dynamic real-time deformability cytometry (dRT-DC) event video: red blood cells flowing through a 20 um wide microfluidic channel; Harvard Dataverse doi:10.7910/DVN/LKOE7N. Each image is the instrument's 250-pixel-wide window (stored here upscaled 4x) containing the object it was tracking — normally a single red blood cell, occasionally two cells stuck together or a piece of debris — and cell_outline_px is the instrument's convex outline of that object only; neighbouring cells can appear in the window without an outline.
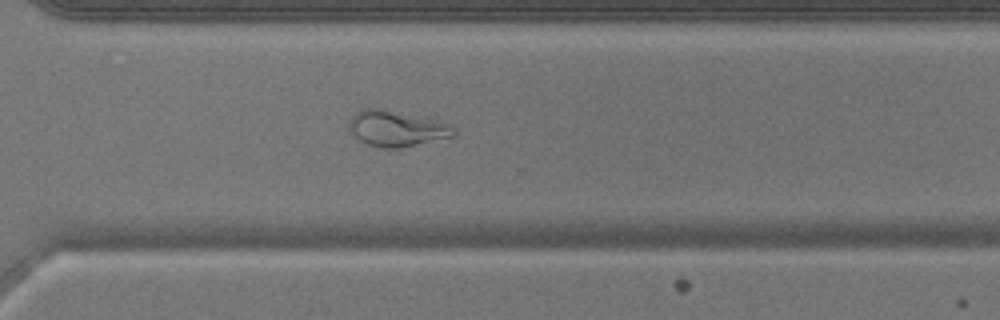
{"species": "common noctule bat (a hibernating species)", "species_latin": "Nyctalus noctula", "temperature_condition": "warm", "stored_images_in_passage": 39, "camera_frame_rate_fps": 3000, "um_per_image_px": 0.085, "animal": {"sex": "male", "body_mass_g": 17.9}, "frame": {"image": 1, "passage_image": 25, "time_ms": 8.0, "image_size_px": [1000, 320], "cell_outline_px": [[456, 136], [396, 148], [380, 148], [368, 144], [360, 140], [352, 132], [348, 124], [348, 120], [360, 108], [380, 108], [436, 120], [452, 124], [456, 128]], "centroid_in_image_um": [33.72, 10.91], "position_along_channel_um": 336.9, "area_um2": 21.73}}
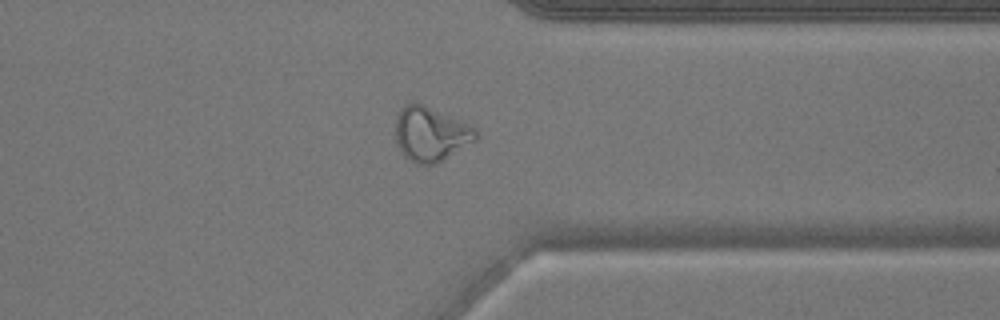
{"frame": {"image": 2, "passage_image": 28, "time_ms": 9.0, "image_size_px": [1000, 320], "cell_outline_px": [[476, 140], [436, 164], [416, 164], [404, 156], [400, 152], [396, 144], [396, 116], [404, 104], [424, 104], [464, 120], [476, 128]], "centroid_in_image_um": [36.61, 11.38], "position_along_channel_um": 374.8, "area_um2": 25.72}}
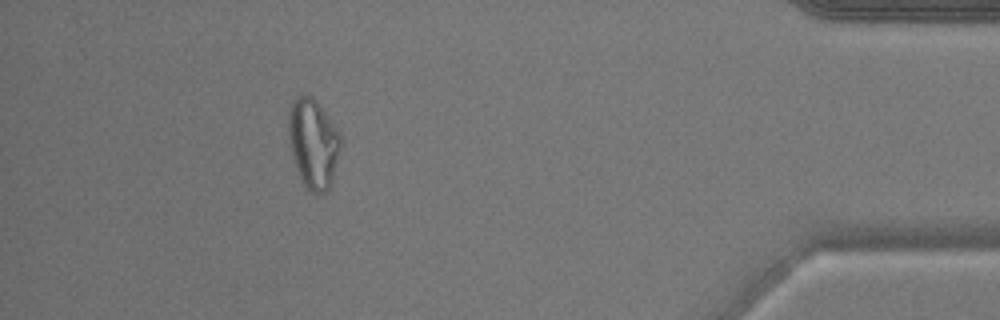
{"frame": {"image": 3, "passage_image": 34, "time_ms": 11.0, "image_size_px": [1000, 320], "cell_outline_px": [[340, 140], [332, 184], [328, 192], [312, 192], [304, 184], [292, 160], [288, 136], [288, 116], [292, 104], [304, 92], [312, 96], [316, 100], [340, 136]], "centroid_in_image_um": [26.59, 12.2], "position_along_channel_um": 408.6, "area_um2": 26.65}}